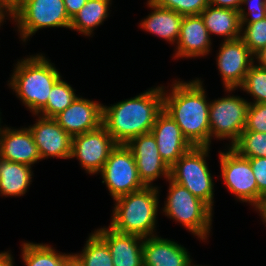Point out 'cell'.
Here are the masks:
<instances>
[{"mask_svg": "<svg viewBox=\"0 0 266 266\" xmlns=\"http://www.w3.org/2000/svg\"><path fill=\"white\" fill-rule=\"evenodd\" d=\"M202 82L199 78L189 82L175 80L171 93L163 86V110L174 119L192 146L210 147V102L206 100Z\"/></svg>", "mask_w": 266, "mask_h": 266, "instance_id": "obj_1", "label": "cell"}, {"mask_svg": "<svg viewBox=\"0 0 266 266\" xmlns=\"http://www.w3.org/2000/svg\"><path fill=\"white\" fill-rule=\"evenodd\" d=\"M163 110V86L147 89L111 106L103 105L102 125L117 144L151 132L157 115Z\"/></svg>", "mask_w": 266, "mask_h": 266, "instance_id": "obj_2", "label": "cell"}, {"mask_svg": "<svg viewBox=\"0 0 266 266\" xmlns=\"http://www.w3.org/2000/svg\"><path fill=\"white\" fill-rule=\"evenodd\" d=\"M17 62L8 85L35 115L46 105L53 85L61 78L60 72L42 54Z\"/></svg>", "mask_w": 266, "mask_h": 266, "instance_id": "obj_3", "label": "cell"}, {"mask_svg": "<svg viewBox=\"0 0 266 266\" xmlns=\"http://www.w3.org/2000/svg\"><path fill=\"white\" fill-rule=\"evenodd\" d=\"M158 188L145 186L114 199L115 206L109 227L122 234H134L143 238L157 235Z\"/></svg>", "mask_w": 266, "mask_h": 266, "instance_id": "obj_4", "label": "cell"}, {"mask_svg": "<svg viewBox=\"0 0 266 266\" xmlns=\"http://www.w3.org/2000/svg\"><path fill=\"white\" fill-rule=\"evenodd\" d=\"M166 181L169 191L162 209L165 216L182 224L197 238L206 240L212 229L213 209L170 177Z\"/></svg>", "mask_w": 266, "mask_h": 266, "instance_id": "obj_5", "label": "cell"}, {"mask_svg": "<svg viewBox=\"0 0 266 266\" xmlns=\"http://www.w3.org/2000/svg\"><path fill=\"white\" fill-rule=\"evenodd\" d=\"M209 151L210 147L193 146L170 167V178L213 209L214 182L206 162Z\"/></svg>", "mask_w": 266, "mask_h": 266, "instance_id": "obj_6", "label": "cell"}, {"mask_svg": "<svg viewBox=\"0 0 266 266\" xmlns=\"http://www.w3.org/2000/svg\"><path fill=\"white\" fill-rule=\"evenodd\" d=\"M13 19L23 42L28 41L39 29L70 28L71 24L63 0H22L12 12Z\"/></svg>", "mask_w": 266, "mask_h": 266, "instance_id": "obj_7", "label": "cell"}, {"mask_svg": "<svg viewBox=\"0 0 266 266\" xmlns=\"http://www.w3.org/2000/svg\"><path fill=\"white\" fill-rule=\"evenodd\" d=\"M99 173L113 200L145 187L132 151L125 144H117Z\"/></svg>", "mask_w": 266, "mask_h": 266, "instance_id": "obj_8", "label": "cell"}, {"mask_svg": "<svg viewBox=\"0 0 266 266\" xmlns=\"http://www.w3.org/2000/svg\"><path fill=\"white\" fill-rule=\"evenodd\" d=\"M249 102L240 96L228 95L210 101V145L212 137L230 139L232 146L245 128Z\"/></svg>", "mask_w": 266, "mask_h": 266, "instance_id": "obj_9", "label": "cell"}, {"mask_svg": "<svg viewBox=\"0 0 266 266\" xmlns=\"http://www.w3.org/2000/svg\"><path fill=\"white\" fill-rule=\"evenodd\" d=\"M221 177L227 189L239 201L248 202L258 208V186L248 158L242 157L229 145L225 152H219Z\"/></svg>", "mask_w": 266, "mask_h": 266, "instance_id": "obj_10", "label": "cell"}, {"mask_svg": "<svg viewBox=\"0 0 266 266\" xmlns=\"http://www.w3.org/2000/svg\"><path fill=\"white\" fill-rule=\"evenodd\" d=\"M116 146L117 143L113 137L101 125L96 130L73 136L70 158L78 159L86 173L93 175L102 170Z\"/></svg>", "mask_w": 266, "mask_h": 266, "instance_id": "obj_11", "label": "cell"}, {"mask_svg": "<svg viewBox=\"0 0 266 266\" xmlns=\"http://www.w3.org/2000/svg\"><path fill=\"white\" fill-rule=\"evenodd\" d=\"M219 49L216 64L225 91L230 93L242 85L249 68L255 64L254 54L240 38L222 41Z\"/></svg>", "mask_w": 266, "mask_h": 266, "instance_id": "obj_12", "label": "cell"}, {"mask_svg": "<svg viewBox=\"0 0 266 266\" xmlns=\"http://www.w3.org/2000/svg\"><path fill=\"white\" fill-rule=\"evenodd\" d=\"M126 146L132 151L139 178L145 186H153L151 183L161 176L166 180L170 177V167L159 154L151 132L131 139Z\"/></svg>", "mask_w": 266, "mask_h": 266, "instance_id": "obj_13", "label": "cell"}, {"mask_svg": "<svg viewBox=\"0 0 266 266\" xmlns=\"http://www.w3.org/2000/svg\"><path fill=\"white\" fill-rule=\"evenodd\" d=\"M35 124L30 125L33 140L41 160L49 157L69 159L72 152L73 137L67 133L54 118L39 115Z\"/></svg>", "mask_w": 266, "mask_h": 266, "instance_id": "obj_14", "label": "cell"}, {"mask_svg": "<svg viewBox=\"0 0 266 266\" xmlns=\"http://www.w3.org/2000/svg\"><path fill=\"white\" fill-rule=\"evenodd\" d=\"M103 104L77 97L54 117L72 137L98 129L102 125Z\"/></svg>", "mask_w": 266, "mask_h": 266, "instance_id": "obj_15", "label": "cell"}, {"mask_svg": "<svg viewBox=\"0 0 266 266\" xmlns=\"http://www.w3.org/2000/svg\"><path fill=\"white\" fill-rule=\"evenodd\" d=\"M151 133L156 139L159 154L169 167L193 147L164 110L157 115Z\"/></svg>", "mask_w": 266, "mask_h": 266, "instance_id": "obj_16", "label": "cell"}, {"mask_svg": "<svg viewBox=\"0 0 266 266\" xmlns=\"http://www.w3.org/2000/svg\"><path fill=\"white\" fill-rule=\"evenodd\" d=\"M109 247L114 266H144V238L134 234H122L111 227L94 231Z\"/></svg>", "mask_w": 266, "mask_h": 266, "instance_id": "obj_17", "label": "cell"}, {"mask_svg": "<svg viewBox=\"0 0 266 266\" xmlns=\"http://www.w3.org/2000/svg\"><path fill=\"white\" fill-rule=\"evenodd\" d=\"M0 158L28 166L41 160L28 127L20 129L0 127Z\"/></svg>", "mask_w": 266, "mask_h": 266, "instance_id": "obj_18", "label": "cell"}, {"mask_svg": "<svg viewBox=\"0 0 266 266\" xmlns=\"http://www.w3.org/2000/svg\"><path fill=\"white\" fill-rule=\"evenodd\" d=\"M211 40L201 15L184 16L173 58L204 57L211 52Z\"/></svg>", "mask_w": 266, "mask_h": 266, "instance_id": "obj_19", "label": "cell"}, {"mask_svg": "<svg viewBox=\"0 0 266 266\" xmlns=\"http://www.w3.org/2000/svg\"><path fill=\"white\" fill-rule=\"evenodd\" d=\"M144 266H188L192 259L183 245L158 235L144 238Z\"/></svg>", "mask_w": 266, "mask_h": 266, "instance_id": "obj_20", "label": "cell"}, {"mask_svg": "<svg viewBox=\"0 0 266 266\" xmlns=\"http://www.w3.org/2000/svg\"><path fill=\"white\" fill-rule=\"evenodd\" d=\"M147 5L153 11L141 21V28L167 40L171 44H177L184 16L174 10L159 7L151 0L147 1Z\"/></svg>", "mask_w": 266, "mask_h": 266, "instance_id": "obj_21", "label": "cell"}, {"mask_svg": "<svg viewBox=\"0 0 266 266\" xmlns=\"http://www.w3.org/2000/svg\"><path fill=\"white\" fill-rule=\"evenodd\" d=\"M210 34L224 37V41L240 38L241 19L239 11L208 5L201 13Z\"/></svg>", "mask_w": 266, "mask_h": 266, "instance_id": "obj_22", "label": "cell"}, {"mask_svg": "<svg viewBox=\"0 0 266 266\" xmlns=\"http://www.w3.org/2000/svg\"><path fill=\"white\" fill-rule=\"evenodd\" d=\"M32 167L0 158V195L21 196L32 182Z\"/></svg>", "mask_w": 266, "mask_h": 266, "instance_id": "obj_23", "label": "cell"}, {"mask_svg": "<svg viewBox=\"0 0 266 266\" xmlns=\"http://www.w3.org/2000/svg\"><path fill=\"white\" fill-rule=\"evenodd\" d=\"M111 0H87L86 4L71 18V30L91 36L109 16Z\"/></svg>", "mask_w": 266, "mask_h": 266, "instance_id": "obj_24", "label": "cell"}, {"mask_svg": "<svg viewBox=\"0 0 266 266\" xmlns=\"http://www.w3.org/2000/svg\"><path fill=\"white\" fill-rule=\"evenodd\" d=\"M22 261L26 266H63L72 255L58 253L52 246L43 243H22Z\"/></svg>", "mask_w": 266, "mask_h": 266, "instance_id": "obj_25", "label": "cell"}, {"mask_svg": "<svg viewBox=\"0 0 266 266\" xmlns=\"http://www.w3.org/2000/svg\"><path fill=\"white\" fill-rule=\"evenodd\" d=\"M73 255L83 266H114L109 247L95 232L89 235L81 253Z\"/></svg>", "mask_w": 266, "mask_h": 266, "instance_id": "obj_26", "label": "cell"}, {"mask_svg": "<svg viewBox=\"0 0 266 266\" xmlns=\"http://www.w3.org/2000/svg\"><path fill=\"white\" fill-rule=\"evenodd\" d=\"M48 96L46 105L36 115L54 118L78 97L71 85L62 77L53 85Z\"/></svg>", "mask_w": 266, "mask_h": 266, "instance_id": "obj_27", "label": "cell"}, {"mask_svg": "<svg viewBox=\"0 0 266 266\" xmlns=\"http://www.w3.org/2000/svg\"><path fill=\"white\" fill-rule=\"evenodd\" d=\"M230 147L245 158L266 157V133L242 131Z\"/></svg>", "mask_w": 266, "mask_h": 266, "instance_id": "obj_28", "label": "cell"}, {"mask_svg": "<svg viewBox=\"0 0 266 266\" xmlns=\"http://www.w3.org/2000/svg\"><path fill=\"white\" fill-rule=\"evenodd\" d=\"M239 88L254 98L250 104L266 103V69L253 64Z\"/></svg>", "mask_w": 266, "mask_h": 266, "instance_id": "obj_29", "label": "cell"}, {"mask_svg": "<svg viewBox=\"0 0 266 266\" xmlns=\"http://www.w3.org/2000/svg\"><path fill=\"white\" fill-rule=\"evenodd\" d=\"M240 39L254 55L265 47L266 18L254 23H241Z\"/></svg>", "mask_w": 266, "mask_h": 266, "instance_id": "obj_30", "label": "cell"}, {"mask_svg": "<svg viewBox=\"0 0 266 266\" xmlns=\"http://www.w3.org/2000/svg\"><path fill=\"white\" fill-rule=\"evenodd\" d=\"M159 7L174 10L182 16L200 15L209 5L208 0H151Z\"/></svg>", "mask_w": 266, "mask_h": 266, "instance_id": "obj_31", "label": "cell"}, {"mask_svg": "<svg viewBox=\"0 0 266 266\" xmlns=\"http://www.w3.org/2000/svg\"><path fill=\"white\" fill-rule=\"evenodd\" d=\"M243 131L266 133V103H249Z\"/></svg>", "mask_w": 266, "mask_h": 266, "instance_id": "obj_32", "label": "cell"}, {"mask_svg": "<svg viewBox=\"0 0 266 266\" xmlns=\"http://www.w3.org/2000/svg\"><path fill=\"white\" fill-rule=\"evenodd\" d=\"M244 4L248 5L249 12L242 8ZM239 15L241 23H254L266 18V0H242Z\"/></svg>", "mask_w": 266, "mask_h": 266, "instance_id": "obj_33", "label": "cell"}, {"mask_svg": "<svg viewBox=\"0 0 266 266\" xmlns=\"http://www.w3.org/2000/svg\"><path fill=\"white\" fill-rule=\"evenodd\" d=\"M258 186V207L266 196V157L248 158Z\"/></svg>", "mask_w": 266, "mask_h": 266, "instance_id": "obj_34", "label": "cell"}, {"mask_svg": "<svg viewBox=\"0 0 266 266\" xmlns=\"http://www.w3.org/2000/svg\"><path fill=\"white\" fill-rule=\"evenodd\" d=\"M209 5L218 8H228L239 11L242 0H208Z\"/></svg>", "mask_w": 266, "mask_h": 266, "instance_id": "obj_35", "label": "cell"}, {"mask_svg": "<svg viewBox=\"0 0 266 266\" xmlns=\"http://www.w3.org/2000/svg\"><path fill=\"white\" fill-rule=\"evenodd\" d=\"M65 9L70 18H72L87 2V0H63Z\"/></svg>", "mask_w": 266, "mask_h": 266, "instance_id": "obj_36", "label": "cell"}, {"mask_svg": "<svg viewBox=\"0 0 266 266\" xmlns=\"http://www.w3.org/2000/svg\"><path fill=\"white\" fill-rule=\"evenodd\" d=\"M254 59H257L258 62V66L266 69V46L263 47L261 50H259L255 55H254Z\"/></svg>", "mask_w": 266, "mask_h": 266, "instance_id": "obj_37", "label": "cell"}, {"mask_svg": "<svg viewBox=\"0 0 266 266\" xmlns=\"http://www.w3.org/2000/svg\"><path fill=\"white\" fill-rule=\"evenodd\" d=\"M13 256L8 251L0 252V266H14Z\"/></svg>", "mask_w": 266, "mask_h": 266, "instance_id": "obj_38", "label": "cell"}, {"mask_svg": "<svg viewBox=\"0 0 266 266\" xmlns=\"http://www.w3.org/2000/svg\"><path fill=\"white\" fill-rule=\"evenodd\" d=\"M21 1L22 0H0V2L11 12H13L19 6Z\"/></svg>", "mask_w": 266, "mask_h": 266, "instance_id": "obj_39", "label": "cell"}, {"mask_svg": "<svg viewBox=\"0 0 266 266\" xmlns=\"http://www.w3.org/2000/svg\"><path fill=\"white\" fill-rule=\"evenodd\" d=\"M6 16L12 18V12L0 2V26L3 24L4 19H7L5 18Z\"/></svg>", "mask_w": 266, "mask_h": 266, "instance_id": "obj_40", "label": "cell"}, {"mask_svg": "<svg viewBox=\"0 0 266 266\" xmlns=\"http://www.w3.org/2000/svg\"><path fill=\"white\" fill-rule=\"evenodd\" d=\"M262 217L263 222L266 224V196L263 198L261 205L256 209Z\"/></svg>", "mask_w": 266, "mask_h": 266, "instance_id": "obj_41", "label": "cell"}, {"mask_svg": "<svg viewBox=\"0 0 266 266\" xmlns=\"http://www.w3.org/2000/svg\"><path fill=\"white\" fill-rule=\"evenodd\" d=\"M63 266H83V265L78 261V259L72 253V255L66 260Z\"/></svg>", "mask_w": 266, "mask_h": 266, "instance_id": "obj_42", "label": "cell"}, {"mask_svg": "<svg viewBox=\"0 0 266 266\" xmlns=\"http://www.w3.org/2000/svg\"><path fill=\"white\" fill-rule=\"evenodd\" d=\"M188 266H202V265H193L191 262L188 264Z\"/></svg>", "mask_w": 266, "mask_h": 266, "instance_id": "obj_43", "label": "cell"}]
</instances>
